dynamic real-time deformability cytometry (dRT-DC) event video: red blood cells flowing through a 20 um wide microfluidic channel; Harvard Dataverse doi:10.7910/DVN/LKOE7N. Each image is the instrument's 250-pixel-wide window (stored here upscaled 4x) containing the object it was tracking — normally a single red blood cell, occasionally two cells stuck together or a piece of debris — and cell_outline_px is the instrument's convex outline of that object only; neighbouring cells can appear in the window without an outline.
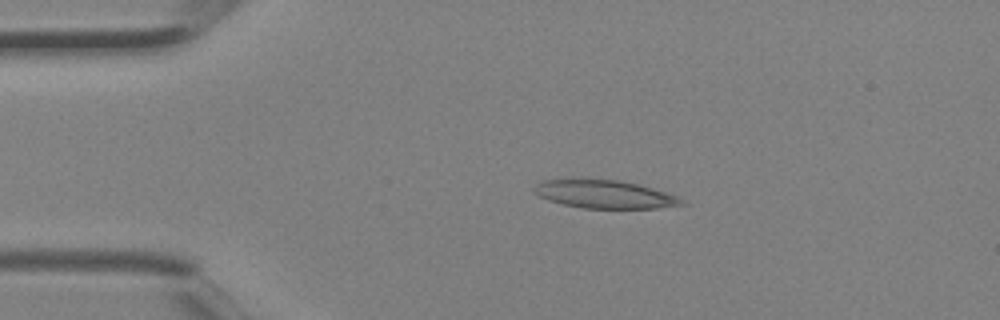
{"species": "Egyptian fruit bat (a non-hibernating species)", "species_latin": "Rousettus aegyptiacus", "temperature_condition": "room temperature", "stored_images_in_passage": 4, "camera_frame_rate_fps": 3000, "um_per_image_px": 0.085, "animal": {"sex": "female"}, "frame": {"image": 1, "passage_image": 3, "time_ms": 0.667, "image_size_px": [1000, 320], "cell_outline_px": [[688, 204], [656, 208], [584, 208], [564, 204], [548, 200], [532, 192], [532, 188], [536, 184], [544, 180], [620, 180], [640, 184], [676, 196], [684, 200]], "centroid_in_image_um": [51.41, 16.52], "position_along_channel_um": 33.6, "area_um2": 23.87}}